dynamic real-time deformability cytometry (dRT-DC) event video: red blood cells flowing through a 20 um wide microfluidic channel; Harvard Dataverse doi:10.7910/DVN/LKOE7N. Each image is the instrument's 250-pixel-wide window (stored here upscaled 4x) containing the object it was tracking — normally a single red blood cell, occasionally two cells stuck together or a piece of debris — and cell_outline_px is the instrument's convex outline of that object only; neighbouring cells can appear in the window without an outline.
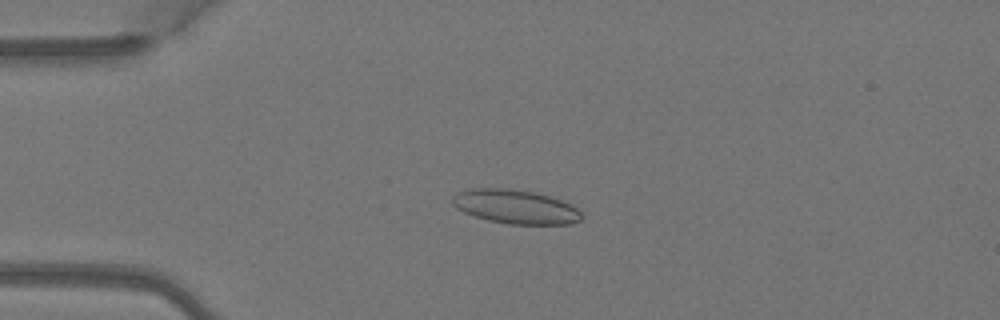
{"species": "Egyptian fruit bat (a non-hibernating species)", "species_latin": "Rousettus aegyptiacus", "temperature_condition": "warm", "stored_images_in_passage": 4, "camera_frame_rate_fps": 3000, "um_per_image_px": 0.085, "animal": {"sex": "female"}, "frame": {"image": 1, "passage_image": 3, "time_ms": 0.667, "image_size_px": [1000, 320], "cell_outline_px": [[580, 220], [568, 224], [508, 224], [488, 220], [464, 212], [456, 208], [452, 204], [452, 196], [456, 192], [472, 188], [512, 188], [536, 192], [572, 204], [580, 212]], "centroid_in_image_um": [43.77, 17.55], "position_along_channel_um": 41.2, "area_um2": 25.61}}